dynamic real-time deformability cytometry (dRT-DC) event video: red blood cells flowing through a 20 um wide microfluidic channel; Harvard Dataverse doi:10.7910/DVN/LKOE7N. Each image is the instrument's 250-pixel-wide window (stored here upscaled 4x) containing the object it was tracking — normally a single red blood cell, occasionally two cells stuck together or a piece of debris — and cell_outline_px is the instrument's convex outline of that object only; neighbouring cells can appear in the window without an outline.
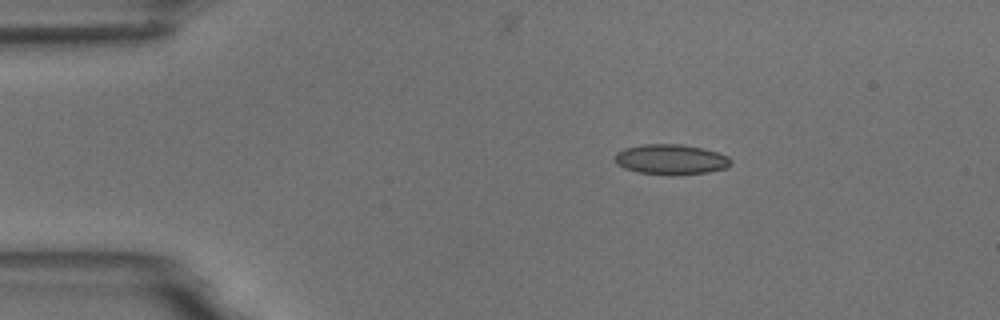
{"species": "common noctule bat (a hibernating species)", "species_latin": "Nyctalus noctula", "temperature_condition": "room temperature", "stored_images_in_passage": 3, "camera_frame_rate_fps": 3000, "um_per_image_px": 0.085, "animal": {"sex": "male", "body_mass_g": 18.8}, "frame": {"image": 1, "passage_image": 2, "time_ms": 1.333, "image_size_px": [1000, 320], "cell_outline_px": [[732, 164], [724, 168], [708, 172], [636, 172], [624, 168], [616, 164], [616, 152], [624, 148], [644, 144], [680, 144], [704, 148], [728, 156], [732, 160]], "centroid_in_image_um": [57.02, 13.5], "position_along_channel_um": 28.0, "area_um2": 19.59}}